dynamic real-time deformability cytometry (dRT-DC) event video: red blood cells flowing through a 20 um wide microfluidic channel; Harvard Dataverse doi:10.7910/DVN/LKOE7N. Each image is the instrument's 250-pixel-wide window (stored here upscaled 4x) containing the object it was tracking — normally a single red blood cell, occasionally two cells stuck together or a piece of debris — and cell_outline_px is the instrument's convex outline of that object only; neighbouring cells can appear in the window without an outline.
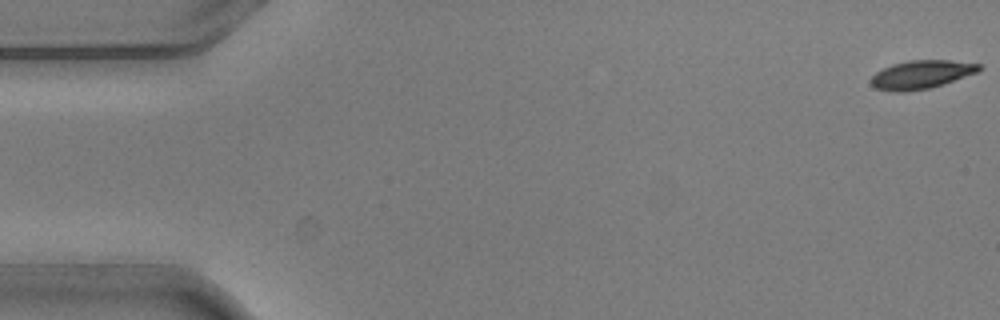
{"species": "common noctule bat (a hibernating species)", "species_latin": "Nyctalus noctula", "temperature_condition": "warm", "stored_images_in_passage": 5, "camera_frame_rate_fps": 3000, "um_per_image_px": 0.085, "animal": {"sex": "male", "body_mass_g": 20.5, "forearm_length_mm": 52.5}, "frame": {"image": 1, "passage_image": 1, "time_ms": 0.0, "image_size_px": [1000, 320], "cell_outline_px": [[984, 68], [976, 72], [944, 84], [928, 88], [904, 92], [892, 92], [876, 88], [872, 84], [872, 76], [876, 72], [892, 64], [908, 60], [948, 60], [980, 64]], "centroid_in_image_um": [78.31, 6.33], "position_along_channel_um": 6.7, "area_um2": 17.74}}
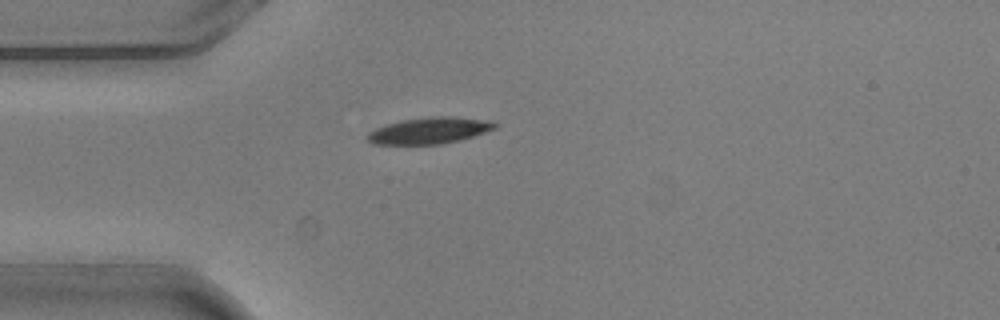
{"frame": {"image": 2, "passage_image": 5, "time_ms": 1.333, "image_size_px": [1000, 320], "cell_outline_px": [[500, 124], [496, 128], [460, 140], [440, 144], [372, 144], [368, 140], [368, 132], [376, 128], [400, 120], [432, 116], [456, 116], [488, 120]], "centroid_in_image_um": [36.53, 11.08], "position_along_channel_um": 48.5, "area_um2": 19.59}}